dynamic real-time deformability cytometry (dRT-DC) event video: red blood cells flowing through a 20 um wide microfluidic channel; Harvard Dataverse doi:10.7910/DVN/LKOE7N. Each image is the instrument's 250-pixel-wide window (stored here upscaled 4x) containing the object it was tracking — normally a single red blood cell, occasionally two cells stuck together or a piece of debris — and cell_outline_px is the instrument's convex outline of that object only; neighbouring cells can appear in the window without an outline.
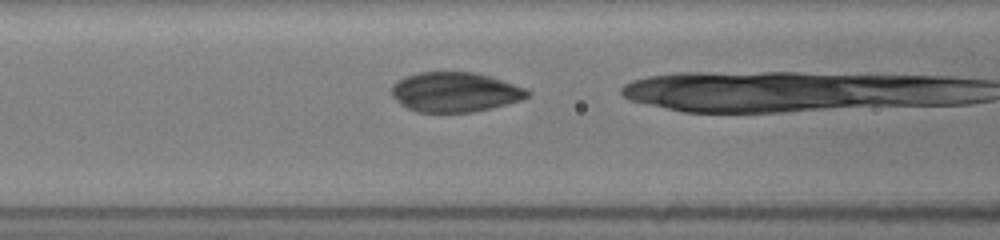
{"species": "common noctule bat (a hibernating species)", "species_latin": "Nyctalus noctula", "temperature_condition": "room temperature", "stored_images_in_passage": 18, "camera_frame_rate_fps": 3000, "um_per_image_px": 0.085, "animal": {"sex": "female", "body_mass_g": 19.5, "forearm_length_mm": 54.1}, "frame": {"image": 1, "passage_image": 17, "time_ms": 5.333, "image_size_px": [1000, 240], "cell_outline_px": [[532, 92], [528, 96], [520, 100], [492, 108], [472, 112], [416, 112], [400, 104], [392, 96], [392, 84], [404, 76], [420, 72], [476, 72], [492, 76], [528, 88]], "centroid_in_image_um": [38.7, 7.82], "position_along_channel_um": 127.9, "area_um2": 31.79}}